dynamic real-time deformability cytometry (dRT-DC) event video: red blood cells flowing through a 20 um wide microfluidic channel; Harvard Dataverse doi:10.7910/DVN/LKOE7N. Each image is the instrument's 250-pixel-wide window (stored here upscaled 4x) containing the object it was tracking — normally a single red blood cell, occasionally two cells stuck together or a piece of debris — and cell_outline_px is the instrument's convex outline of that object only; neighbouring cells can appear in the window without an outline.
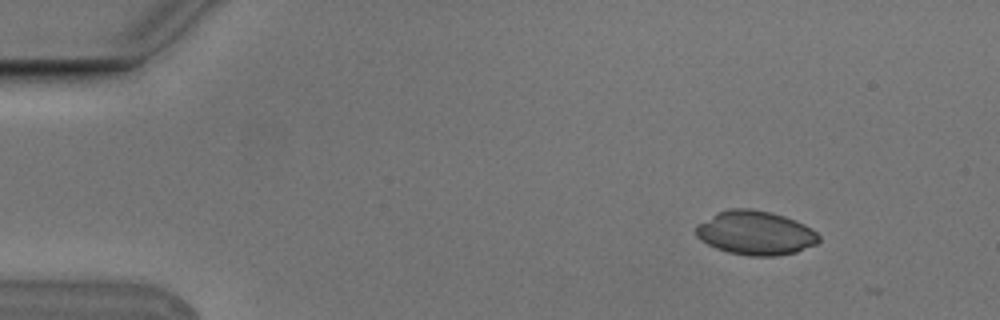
{"species": "Egyptian fruit bat (a non-hibernating species)", "species_latin": "Rousettus aegyptiacus", "temperature_condition": "cold", "stored_images_in_passage": 2, "camera_frame_rate_fps": 3000, "um_per_image_px": 0.085, "animal": {"sex": "male"}, "frame": {"image": 1, "passage_image": 1, "time_ms": 0.0, "image_size_px": [1000, 320], "cell_outline_px": [[820, 240], [816, 244], [796, 252], [776, 256], [748, 256], [728, 252], [716, 248], [700, 240], [696, 236], [696, 224], [716, 212], [732, 208], [752, 208], [772, 212], [796, 220], [812, 228], [820, 236]], "centroid_in_image_um": [64.2, 19.79], "position_along_channel_um": 20.8, "area_um2": 31.85}}